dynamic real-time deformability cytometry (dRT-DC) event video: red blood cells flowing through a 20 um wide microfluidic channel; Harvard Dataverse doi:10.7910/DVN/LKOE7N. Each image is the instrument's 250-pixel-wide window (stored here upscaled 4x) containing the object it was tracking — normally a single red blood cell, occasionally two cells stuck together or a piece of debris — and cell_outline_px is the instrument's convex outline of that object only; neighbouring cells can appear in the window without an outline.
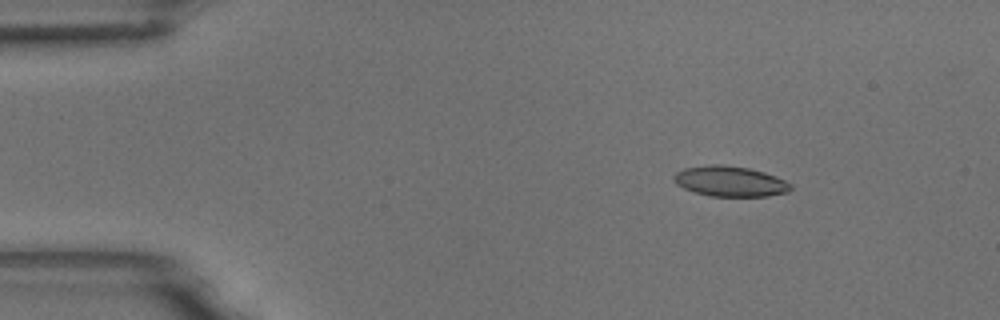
{"species": "common noctule bat (a hibernating species)", "species_latin": "Nyctalus noctula", "temperature_condition": "room temperature", "stored_images_in_passage": 10, "camera_frame_rate_fps": 3000, "um_per_image_px": 0.085, "animal": {"sex": "male", "body_mass_g": 18.8}, "frame": {"image": 1, "passage_image": 1, "time_ms": 0.0, "image_size_px": [1000, 320], "cell_outline_px": [[792, 188], [788, 192], [768, 196], [712, 196], [696, 192], [684, 188], [676, 184], [672, 176], [676, 172], [684, 168], [712, 164], [724, 164], [748, 168], [764, 172], [784, 180], [792, 184]], "centroid_in_image_um": [62.05, 15.4], "position_along_channel_um": 22.9, "area_um2": 20.63}}
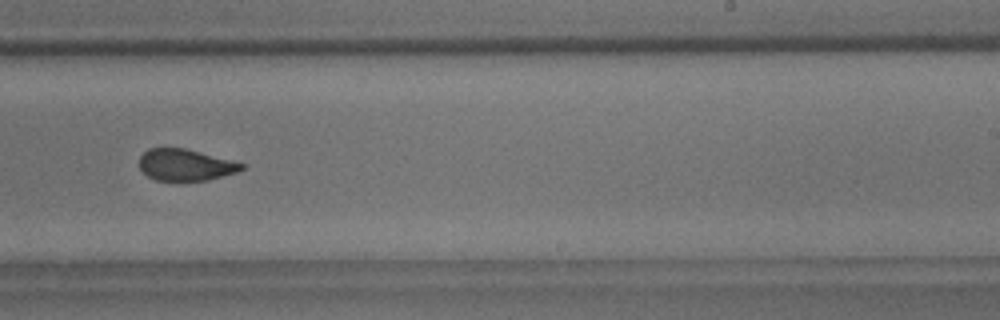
{"frame": {"image": 2, "passage_image": 9, "time_ms": 2.667, "image_size_px": [1000, 320], "cell_outline_px": [[244, 168], [236, 172], [208, 180], [156, 180], [148, 176], [140, 168], [140, 156], [148, 148], [184, 148], [244, 164]], "centroid_in_image_um": [15.73, 14.01], "position_along_channel_um": 273.3, "area_um2": 18.38}}
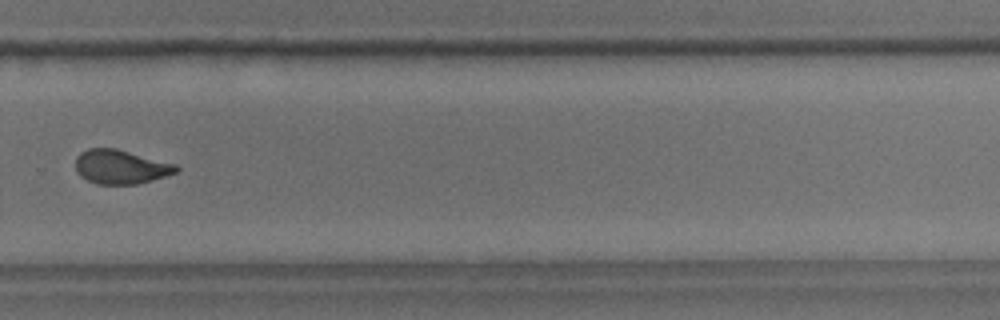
{"frame": {"image": 3, "passage_image": 10, "time_ms": 3.0, "image_size_px": [1000, 320], "cell_outline_px": [[180, 168], [176, 172], [152, 180], [136, 184], [100, 184], [88, 180], [80, 176], [76, 172], [76, 156], [80, 152], [88, 148], [116, 148], [176, 164]], "centroid_in_image_um": [10.24, 14.17], "position_along_channel_um": 319.6, "area_um2": 19.94}}